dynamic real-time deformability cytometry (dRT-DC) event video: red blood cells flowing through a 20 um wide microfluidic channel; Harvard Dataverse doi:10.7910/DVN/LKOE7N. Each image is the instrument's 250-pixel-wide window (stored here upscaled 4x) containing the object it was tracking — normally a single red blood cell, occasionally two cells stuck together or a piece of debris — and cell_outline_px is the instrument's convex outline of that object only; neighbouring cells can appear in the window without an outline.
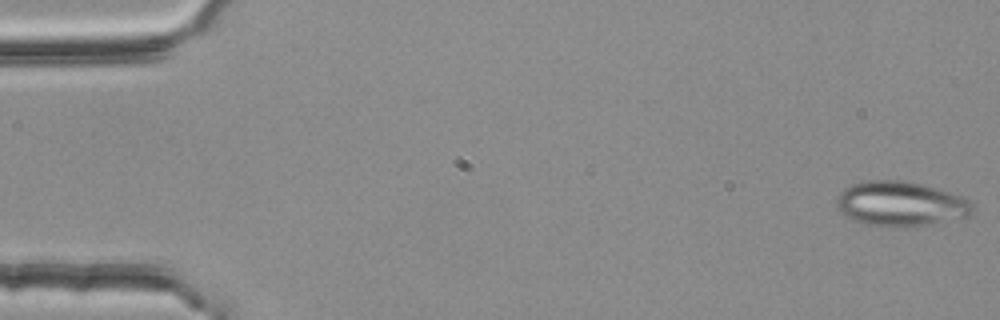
{"species": "common noctule bat (a hibernating species)", "species_latin": "Nyctalus noctula", "temperature_condition": "room temperature", "stored_images_in_passage": 4, "camera_frame_rate_fps": 3000, "um_per_image_px": 0.085, "animal": {"sex": "female", "body_mass_g": 25.1}, "frame": {"image": 1, "passage_image": 1, "time_ms": 0.0, "image_size_px": [1000, 320], "cell_outline_px": [[976, 208], [968, 216], [924, 224], [900, 228], [868, 224], [856, 220], [848, 216], [836, 208], [836, 200], [840, 192], [844, 188], [852, 184], [868, 180], [908, 180], [924, 184], [964, 196]], "centroid_in_image_um": [76.57, 17.29], "position_along_channel_um": 8.4, "area_um2": 35.43}}